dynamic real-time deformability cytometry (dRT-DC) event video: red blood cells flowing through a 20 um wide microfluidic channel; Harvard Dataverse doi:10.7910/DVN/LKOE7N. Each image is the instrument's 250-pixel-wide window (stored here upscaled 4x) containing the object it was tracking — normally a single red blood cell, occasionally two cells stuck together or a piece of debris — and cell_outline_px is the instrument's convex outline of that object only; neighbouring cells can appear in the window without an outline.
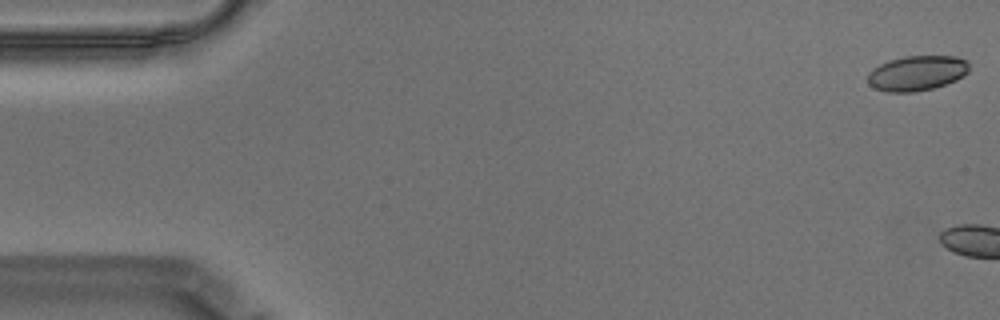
{"species": "Egyptian fruit bat (a non-hibernating species)", "species_latin": "Rousettus aegyptiacus", "temperature_condition": "warm", "stored_images_in_passage": 4, "camera_frame_rate_fps": 3000, "um_per_image_px": 0.085, "animal": {"sex": "male"}, "frame": {"image": 1, "passage_image": 1, "time_ms": 0.0, "image_size_px": [1000, 320], "cell_outline_px": [[968, 72], [964, 76], [956, 80], [932, 88], [916, 92], [884, 92], [872, 88], [868, 84], [868, 72], [872, 68], [888, 60], [904, 56], [956, 56], [968, 60]], "centroid_in_image_um": [77.91, 6.22], "position_along_channel_um": 7.1, "area_um2": 20.98}}